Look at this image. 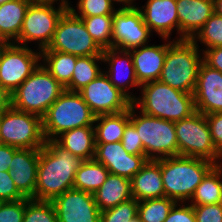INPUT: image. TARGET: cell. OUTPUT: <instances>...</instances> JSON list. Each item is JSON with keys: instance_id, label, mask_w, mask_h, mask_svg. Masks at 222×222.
I'll list each match as a JSON object with an SVG mask.
<instances>
[{"instance_id": "6da1fadb", "label": "cell", "mask_w": 222, "mask_h": 222, "mask_svg": "<svg viewBox=\"0 0 222 222\" xmlns=\"http://www.w3.org/2000/svg\"><path fill=\"white\" fill-rule=\"evenodd\" d=\"M83 161L54 140L46 141L40 149L35 200L52 201L72 189L76 171Z\"/></svg>"}, {"instance_id": "7a4b0ae2", "label": "cell", "mask_w": 222, "mask_h": 222, "mask_svg": "<svg viewBox=\"0 0 222 222\" xmlns=\"http://www.w3.org/2000/svg\"><path fill=\"white\" fill-rule=\"evenodd\" d=\"M139 90L142 95L132 104L149 116L176 122L196 111L193 94L172 88L160 80L144 83Z\"/></svg>"}, {"instance_id": "3957f363", "label": "cell", "mask_w": 222, "mask_h": 222, "mask_svg": "<svg viewBox=\"0 0 222 222\" xmlns=\"http://www.w3.org/2000/svg\"><path fill=\"white\" fill-rule=\"evenodd\" d=\"M215 164L201 158L172 156L160 158L164 197L188 203L204 176Z\"/></svg>"}, {"instance_id": "277c9868", "label": "cell", "mask_w": 222, "mask_h": 222, "mask_svg": "<svg viewBox=\"0 0 222 222\" xmlns=\"http://www.w3.org/2000/svg\"><path fill=\"white\" fill-rule=\"evenodd\" d=\"M199 49L191 40L166 38V56L159 80L172 88L193 94L203 62Z\"/></svg>"}, {"instance_id": "5b68a950", "label": "cell", "mask_w": 222, "mask_h": 222, "mask_svg": "<svg viewBox=\"0 0 222 222\" xmlns=\"http://www.w3.org/2000/svg\"><path fill=\"white\" fill-rule=\"evenodd\" d=\"M95 118L79 92L65 89L42 117L45 140H54L68 130L94 126Z\"/></svg>"}, {"instance_id": "8992f818", "label": "cell", "mask_w": 222, "mask_h": 222, "mask_svg": "<svg viewBox=\"0 0 222 222\" xmlns=\"http://www.w3.org/2000/svg\"><path fill=\"white\" fill-rule=\"evenodd\" d=\"M65 88L40 64L11 94L16 110L43 117Z\"/></svg>"}, {"instance_id": "52a82bcc", "label": "cell", "mask_w": 222, "mask_h": 222, "mask_svg": "<svg viewBox=\"0 0 222 222\" xmlns=\"http://www.w3.org/2000/svg\"><path fill=\"white\" fill-rule=\"evenodd\" d=\"M130 106V122L141 139L145 156L149 160L178 155V142L173 121L149 116ZM138 114H137V112Z\"/></svg>"}, {"instance_id": "ba28073f", "label": "cell", "mask_w": 222, "mask_h": 222, "mask_svg": "<svg viewBox=\"0 0 222 222\" xmlns=\"http://www.w3.org/2000/svg\"><path fill=\"white\" fill-rule=\"evenodd\" d=\"M67 10L68 5L59 1L33 0L26 11L19 39L15 44L28 47V43L33 41L38 44L37 50L47 48L60 18Z\"/></svg>"}, {"instance_id": "9c48e42d", "label": "cell", "mask_w": 222, "mask_h": 222, "mask_svg": "<svg viewBox=\"0 0 222 222\" xmlns=\"http://www.w3.org/2000/svg\"><path fill=\"white\" fill-rule=\"evenodd\" d=\"M0 139L19 149H41L45 143L42 117L16 110L12 106L0 112Z\"/></svg>"}, {"instance_id": "30bf717a", "label": "cell", "mask_w": 222, "mask_h": 222, "mask_svg": "<svg viewBox=\"0 0 222 222\" xmlns=\"http://www.w3.org/2000/svg\"><path fill=\"white\" fill-rule=\"evenodd\" d=\"M178 142V155L201 158L215 165L222 164V156L216 151L206 116L198 111L174 122Z\"/></svg>"}, {"instance_id": "8fae6325", "label": "cell", "mask_w": 222, "mask_h": 222, "mask_svg": "<svg viewBox=\"0 0 222 222\" xmlns=\"http://www.w3.org/2000/svg\"><path fill=\"white\" fill-rule=\"evenodd\" d=\"M41 51H60L78 57L103 53L82 19L76 17L69 9L60 18L50 44Z\"/></svg>"}, {"instance_id": "7c38bea8", "label": "cell", "mask_w": 222, "mask_h": 222, "mask_svg": "<svg viewBox=\"0 0 222 222\" xmlns=\"http://www.w3.org/2000/svg\"><path fill=\"white\" fill-rule=\"evenodd\" d=\"M40 64V50L8 43L0 51V84L12 94Z\"/></svg>"}, {"instance_id": "4fadbf2b", "label": "cell", "mask_w": 222, "mask_h": 222, "mask_svg": "<svg viewBox=\"0 0 222 222\" xmlns=\"http://www.w3.org/2000/svg\"><path fill=\"white\" fill-rule=\"evenodd\" d=\"M152 33L136 4L120 5L113 15L112 48L130 51L148 44Z\"/></svg>"}, {"instance_id": "5bb4252c", "label": "cell", "mask_w": 222, "mask_h": 222, "mask_svg": "<svg viewBox=\"0 0 222 222\" xmlns=\"http://www.w3.org/2000/svg\"><path fill=\"white\" fill-rule=\"evenodd\" d=\"M79 93L96 116L119 113L132 105V101L113 85L104 72H101Z\"/></svg>"}, {"instance_id": "9a60e30c", "label": "cell", "mask_w": 222, "mask_h": 222, "mask_svg": "<svg viewBox=\"0 0 222 222\" xmlns=\"http://www.w3.org/2000/svg\"><path fill=\"white\" fill-rule=\"evenodd\" d=\"M51 202L58 222H100L101 211L94 194L72 188Z\"/></svg>"}, {"instance_id": "2e32d148", "label": "cell", "mask_w": 222, "mask_h": 222, "mask_svg": "<svg viewBox=\"0 0 222 222\" xmlns=\"http://www.w3.org/2000/svg\"><path fill=\"white\" fill-rule=\"evenodd\" d=\"M195 110L207 115L222 112V72L201 63L193 93Z\"/></svg>"}, {"instance_id": "e0dca14e", "label": "cell", "mask_w": 222, "mask_h": 222, "mask_svg": "<svg viewBox=\"0 0 222 222\" xmlns=\"http://www.w3.org/2000/svg\"><path fill=\"white\" fill-rule=\"evenodd\" d=\"M103 63L107 64L108 69L103 71L113 83V85L124 93L132 102L136 99V95L129 91V88H140L137 81L132 54L130 51L109 48L103 50ZM135 95V96H134Z\"/></svg>"}, {"instance_id": "ac0fdd59", "label": "cell", "mask_w": 222, "mask_h": 222, "mask_svg": "<svg viewBox=\"0 0 222 222\" xmlns=\"http://www.w3.org/2000/svg\"><path fill=\"white\" fill-rule=\"evenodd\" d=\"M94 159L102 163L111 174L131 179L149 160L146 156L126 152L122 142L96 144Z\"/></svg>"}, {"instance_id": "d6986e66", "label": "cell", "mask_w": 222, "mask_h": 222, "mask_svg": "<svg viewBox=\"0 0 222 222\" xmlns=\"http://www.w3.org/2000/svg\"><path fill=\"white\" fill-rule=\"evenodd\" d=\"M137 7L151 33L156 32L159 37L170 39L176 30L178 37L175 40H179L176 0H147L144 6Z\"/></svg>"}, {"instance_id": "ffe728a7", "label": "cell", "mask_w": 222, "mask_h": 222, "mask_svg": "<svg viewBox=\"0 0 222 222\" xmlns=\"http://www.w3.org/2000/svg\"><path fill=\"white\" fill-rule=\"evenodd\" d=\"M39 155L40 149H18L8 167L9 175L18 191L25 198L34 200Z\"/></svg>"}, {"instance_id": "44dd1931", "label": "cell", "mask_w": 222, "mask_h": 222, "mask_svg": "<svg viewBox=\"0 0 222 222\" xmlns=\"http://www.w3.org/2000/svg\"><path fill=\"white\" fill-rule=\"evenodd\" d=\"M179 40H191L214 13L213 0H176Z\"/></svg>"}, {"instance_id": "7402d4cb", "label": "cell", "mask_w": 222, "mask_h": 222, "mask_svg": "<svg viewBox=\"0 0 222 222\" xmlns=\"http://www.w3.org/2000/svg\"><path fill=\"white\" fill-rule=\"evenodd\" d=\"M162 45H143L130 50L132 61L140 85L159 80L166 56V38Z\"/></svg>"}, {"instance_id": "603a6c76", "label": "cell", "mask_w": 222, "mask_h": 222, "mask_svg": "<svg viewBox=\"0 0 222 222\" xmlns=\"http://www.w3.org/2000/svg\"><path fill=\"white\" fill-rule=\"evenodd\" d=\"M130 180L132 197L136 201L164 197L160 159L148 160Z\"/></svg>"}, {"instance_id": "cb8c5ba5", "label": "cell", "mask_w": 222, "mask_h": 222, "mask_svg": "<svg viewBox=\"0 0 222 222\" xmlns=\"http://www.w3.org/2000/svg\"><path fill=\"white\" fill-rule=\"evenodd\" d=\"M54 141L82 160L94 159L96 148L94 126H83L65 131Z\"/></svg>"}, {"instance_id": "d4e9b609", "label": "cell", "mask_w": 222, "mask_h": 222, "mask_svg": "<svg viewBox=\"0 0 222 222\" xmlns=\"http://www.w3.org/2000/svg\"><path fill=\"white\" fill-rule=\"evenodd\" d=\"M94 198L101 212L126 202L133 198L131 180L109 173L104 184L94 193Z\"/></svg>"}, {"instance_id": "484cf974", "label": "cell", "mask_w": 222, "mask_h": 222, "mask_svg": "<svg viewBox=\"0 0 222 222\" xmlns=\"http://www.w3.org/2000/svg\"><path fill=\"white\" fill-rule=\"evenodd\" d=\"M33 0H10L0 5V36L7 43L19 39L26 11Z\"/></svg>"}, {"instance_id": "4316f807", "label": "cell", "mask_w": 222, "mask_h": 222, "mask_svg": "<svg viewBox=\"0 0 222 222\" xmlns=\"http://www.w3.org/2000/svg\"><path fill=\"white\" fill-rule=\"evenodd\" d=\"M129 122L130 108L115 114L96 116L94 123L95 144L120 142Z\"/></svg>"}, {"instance_id": "83f0119b", "label": "cell", "mask_w": 222, "mask_h": 222, "mask_svg": "<svg viewBox=\"0 0 222 222\" xmlns=\"http://www.w3.org/2000/svg\"><path fill=\"white\" fill-rule=\"evenodd\" d=\"M221 196L222 164H218L207 172L188 203L192 206L217 204L220 203Z\"/></svg>"}, {"instance_id": "f1b7e54d", "label": "cell", "mask_w": 222, "mask_h": 222, "mask_svg": "<svg viewBox=\"0 0 222 222\" xmlns=\"http://www.w3.org/2000/svg\"><path fill=\"white\" fill-rule=\"evenodd\" d=\"M77 57L60 51H41V64L66 89L70 85Z\"/></svg>"}, {"instance_id": "f546056e", "label": "cell", "mask_w": 222, "mask_h": 222, "mask_svg": "<svg viewBox=\"0 0 222 222\" xmlns=\"http://www.w3.org/2000/svg\"><path fill=\"white\" fill-rule=\"evenodd\" d=\"M108 169L95 159L84 160L76 171L73 188L94 194L109 175Z\"/></svg>"}, {"instance_id": "4dcf8cb0", "label": "cell", "mask_w": 222, "mask_h": 222, "mask_svg": "<svg viewBox=\"0 0 222 222\" xmlns=\"http://www.w3.org/2000/svg\"><path fill=\"white\" fill-rule=\"evenodd\" d=\"M103 62L102 55L77 57L68 91L79 92L87 84L93 81L101 72L99 63Z\"/></svg>"}, {"instance_id": "1f68e13d", "label": "cell", "mask_w": 222, "mask_h": 222, "mask_svg": "<svg viewBox=\"0 0 222 222\" xmlns=\"http://www.w3.org/2000/svg\"><path fill=\"white\" fill-rule=\"evenodd\" d=\"M87 31L102 49L112 48L113 15L79 17Z\"/></svg>"}, {"instance_id": "d6a6232c", "label": "cell", "mask_w": 222, "mask_h": 222, "mask_svg": "<svg viewBox=\"0 0 222 222\" xmlns=\"http://www.w3.org/2000/svg\"><path fill=\"white\" fill-rule=\"evenodd\" d=\"M176 203L168 197L138 201L137 216L141 222H164Z\"/></svg>"}, {"instance_id": "836d02e7", "label": "cell", "mask_w": 222, "mask_h": 222, "mask_svg": "<svg viewBox=\"0 0 222 222\" xmlns=\"http://www.w3.org/2000/svg\"><path fill=\"white\" fill-rule=\"evenodd\" d=\"M199 47L198 42L204 45V49L222 47V16L213 13L204 26L191 39Z\"/></svg>"}, {"instance_id": "e575fe53", "label": "cell", "mask_w": 222, "mask_h": 222, "mask_svg": "<svg viewBox=\"0 0 222 222\" xmlns=\"http://www.w3.org/2000/svg\"><path fill=\"white\" fill-rule=\"evenodd\" d=\"M116 0H78L77 9L68 4V9L76 17H92V16H101V15H114L117 11L115 9Z\"/></svg>"}, {"instance_id": "d590c367", "label": "cell", "mask_w": 222, "mask_h": 222, "mask_svg": "<svg viewBox=\"0 0 222 222\" xmlns=\"http://www.w3.org/2000/svg\"><path fill=\"white\" fill-rule=\"evenodd\" d=\"M23 222H58L52 202L30 199L26 203Z\"/></svg>"}, {"instance_id": "8d00e7d4", "label": "cell", "mask_w": 222, "mask_h": 222, "mask_svg": "<svg viewBox=\"0 0 222 222\" xmlns=\"http://www.w3.org/2000/svg\"><path fill=\"white\" fill-rule=\"evenodd\" d=\"M138 201L134 198L117 206L104 210L100 214V222H129L137 216Z\"/></svg>"}, {"instance_id": "74e56055", "label": "cell", "mask_w": 222, "mask_h": 222, "mask_svg": "<svg viewBox=\"0 0 222 222\" xmlns=\"http://www.w3.org/2000/svg\"><path fill=\"white\" fill-rule=\"evenodd\" d=\"M29 200V198H24L19 201L2 202L0 204V222H23L26 203Z\"/></svg>"}, {"instance_id": "f35d334b", "label": "cell", "mask_w": 222, "mask_h": 222, "mask_svg": "<svg viewBox=\"0 0 222 222\" xmlns=\"http://www.w3.org/2000/svg\"><path fill=\"white\" fill-rule=\"evenodd\" d=\"M121 142L127 153L145 156L142 141L139 139L138 132L131 122L126 125Z\"/></svg>"}, {"instance_id": "ab89813d", "label": "cell", "mask_w": 222, "mask_h": 222, "mask_svg": "<svg viewBox=\"0 0 222 222\" xmlns=\"http://www.w3.org/2000/svg\"><path fill=\"white\" fill-rule=\"evenodd\" d=\"M25 197L16 188L13 179L8 171L0 172V201L13 202Z\"/></svg>"}, {"instance_id": "60d3db41", "label": "cell", "mask_w": 222, "mask_h": 222, "mask_svg": "<svg viewBox=\"0 0 222 222\" xmlns=\"http://www.w3.org/2000/svg\"><path fill=\"white\" fill-rule=\"evenodd\" d=\"M196 222H222V205L193 206Z\"/></svg>"}, {"instance_id": "b9f144b4", "label": "cell", "mask_w": 222, "mask_h": 222, "mask_svg": "<svg viewBox=\"0 0 222 222\" xmlns=\"http://www.w3.org/2000/svg\"><path fill=\"white\" fill-rule=\"evenodd\" d=\"M164 222H196L193 206L190 203H176Z\"/></svg>"}, {"instance_id": "7bdbcfd3", "label": "cell", "mask_w": 222, "mask_h": 222, "mask_svg": "<svg viewBox=\"0 0 222 222\" xmlns=\"http://www.w3.org/2000/svg\"><path fill=\"white\" fill-rule=\"evenodd\" d=\"M205 116L216 151L222 156V112Z\"/></svg>"}, {"instance_id": "ee69618b", "label": "cell", "mask_w": 222, "mask_h": 222, "mask_svg": "<svg viewBox=\"0 0 222 222\" xmlns=\"http://www.w3.org/2000/svg\"><path fill=\"white\" fill-rule=\"evenodd\" d=\"M202 56L206 65L222 72V47L206 49L202 52Z\"/></svg>"}, {"instance_id": "f6af8a7d", "label": "cell", "mask_w": 222, "mask_h": 222, "mask_svg": "<svg viewBox=\"0 0 222 222\" xmlns=\"http://www.w3.org/2000/svg\"><path fill=\"white\" fill-rule=\"evenodd\" d=\"M19 148L9 146L6 144H0V172L9 171V166L13 160L14 153Z\"/></svg>"}, {"instance_id": "bcb514c9", "label": "cell", "mask_w": 222, "mask_h": 222, "mask_svg": "<svg viewBox=\"0 0 222 222\" xmlns=\"http://www.w3.org/2000/svg\"><path fill=\"white\" fill-rule=\"evenodd\" d=\"M11 106V93L0 84V112Z\"/></svg>"}, {"instance_id": "7dc6e473", "label": "cell", "mask_w": 222, "mask_h": 222, "mask_svg": "<svg viewBox=\"0 0 222 222\" xmlns=\"http://www.w3.org/2000/svg\"><path fill=\"white\" fill-rule=\"evenodd\" d=\"M214 2V13L222 16V0H213Z\"/></svg>"}, {"instance_id": "c3c4849f", "label": "cell", "mask_w": 222, "mask_h": 222, "mask_svg": "<svg viewBox=\"0 0 222 222\" xmlns=\"http://www.w3.org/2000/svg\"><path fill=\"white\" fill-rule=\"evenodd\" d=\"M116 1H117V4L120 3L122 5H128L131 3H135L134 1H136V0H116Z\"/></svg>"}, {"instance_id": "681fc988", "label": "cell", "mask_w": 222, "mask_h": 222, "mask_svg": "<svg viewBox=\"0 0 222 222\" xmlns=\"http://www.w3.org/2000/svg\"><path fill=\"white\" fill-rule=\"evenodd\" d=\"M7 41H5L1 36H0V51L7 45Z\"/></svg>"}, {"instance_id": "f907efd6", "label": "cell", "mask_w": 222, "mask_h": 222, "mask_svg": "<svg viewBox=\"0 0 222 222\" xmlns=\"http://www.w3.org/2000/svg\"><path fill=\"white\" fill-rule=\"evenodd\" d=\"M129 222H141V220L136 216L135 218L131 219Z\"/></svg>"}, {"instance_id": "816d5d0a", "label": "cell", "mask_w": 222, "mask_h": 222, "mask_svg": "<svg viewBox=\"0 0 222 222\" xmlns=\"http://www.w3.org/2000/svg\"><path fill=\"white\" fill-rule=\"evenodd\" d=\"M52 1H59V2L65 3L67 5L70 3V1L68 2V0H52Z\"/></svg>"}, {"instance_id": "f5cc1de1", "label": "cell", "mask_w": 222, "mask_h": 222, "mask_svg": "<svg viewBox=\"0 0 222 222\" xmlns=\"http://www.w3.org/2000/svg\"><path fill=\"white\" fill-rule=\"evenodd\" d=\"M7 1H10V0H0V5L3 3H6Z\"/></svg>"}]
</instances>
